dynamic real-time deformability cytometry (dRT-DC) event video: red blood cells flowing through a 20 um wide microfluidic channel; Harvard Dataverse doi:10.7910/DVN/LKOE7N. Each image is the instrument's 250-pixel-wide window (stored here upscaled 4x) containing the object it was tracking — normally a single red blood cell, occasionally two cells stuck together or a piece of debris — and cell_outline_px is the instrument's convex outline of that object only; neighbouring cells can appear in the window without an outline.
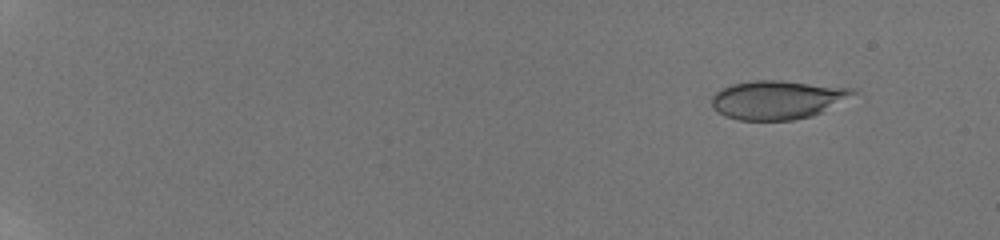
{"species": "human", "species_latin": "Homo sapiens", "temperature_condition": "room temperature", "stored_images_in_passage": 30, "camera_frame_rate_fps": 3000, "um_per_image_px": 0.085, "donor": {"sex": "male"}, "frame": {"image": 1, "passage_image": 1, "time_ms": 0.0, "image_size_px": [1000, 240], "cell_outline_px": [[864, 96], [812, 116], [792, 120], [736, 120], [724, 116], [712, 108], [712, 96], [716, 92], [732, 84], [752, 80], [780, 80], [856, 88]], "centroid_in_image_um": [66.26, 8.48], "position_along_channel_um": 18.7, "area_um2": 33.0}}
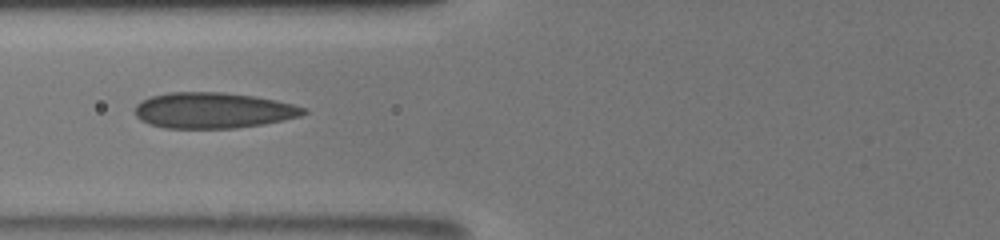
{"frame": {"image": 2, "passage_image": 14, "time_ms": 7.0, "image_size_px": [1000, 240], "cell_outline_px": [[308, 112], [300, 116], [264, 124], [236, 128], [164, 128], [148, 124], [140, 120], [136, 116], [136, 104], [152, 96], [168, 92], [224, 92], [256, 96], [276, 100], [308, 108]], "centroid_in_image_um": [18.14, 9.38], "position_along_channel_um": 107.7, "area_um2": 35.32}}
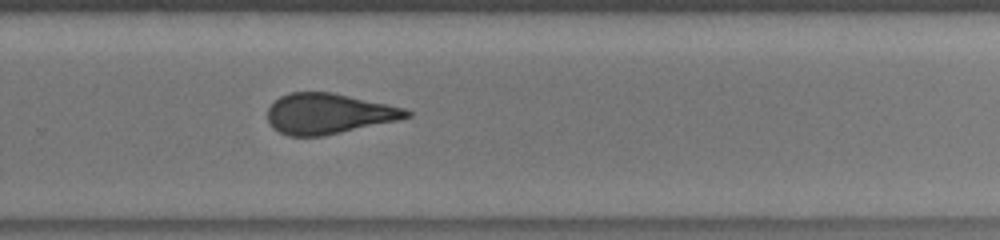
{"frame": {"image": 3, "passage_image": 30, "time_ms": 12.0, "image_size_px": [1000, 240], "cell_outline_px": [[412, 116], [400, 120], [324, 136], [288, 136], [272, 128], [268, 124], [268, 108], [280, 96], [288, 92], [332, 92], [408, 108], [412, 112]], "centroid_in_image_um": [27.96, 9.66], "position_along_channel_um": 301.8, "area_um2": 33.18}}